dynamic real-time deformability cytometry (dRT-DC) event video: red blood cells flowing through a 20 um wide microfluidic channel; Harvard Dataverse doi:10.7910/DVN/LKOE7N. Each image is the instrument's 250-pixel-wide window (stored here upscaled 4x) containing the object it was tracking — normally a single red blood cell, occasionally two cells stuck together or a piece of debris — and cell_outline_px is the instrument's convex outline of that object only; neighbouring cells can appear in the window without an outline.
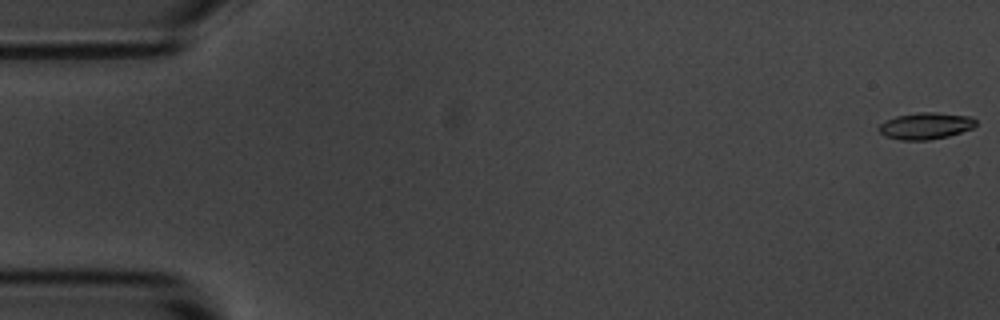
{"species": "common noctule bat (a hibernating species)", "species_latin": "Nyctalus noctula", "temperature_condition": "room temperature", "stored_images_in_passage": 13, "camera_frame_rate_fps": 3000, "um_per_image_px": 0.085, "animal": {"sex": "male", "body_mass_g": 20.1, "forearm_length_mm": 53.5}, "frame": {"image": 1, "passage_image": 1, "time_ms": 0.0, "image_size_px": [1000, 320], "cell_outline_px": [[976, 124], [972, 128], [948, 136], [928, 140], [900, 140], [884, 136], [880, 132], [880, 124], [896, 116], [920, 112], [936, 112], [972, 116], [976, 120]], "centroid_in_image_um": [78.7, 10.69], "position_along_channel_um": 6.3, "area_um2": 14.97}}
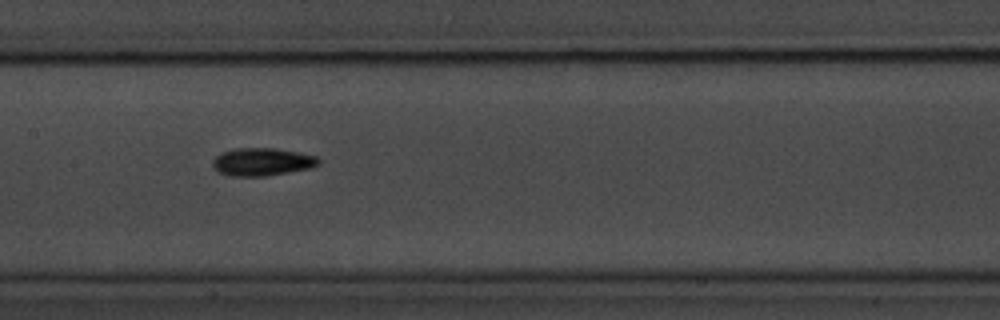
{"frame": {"image": 2, "passage_image": 8, "time_ms": 8.667, "image_size_px": [1000, 320], "cell_outline_px": [[320, 164], [312, 168], [264, 176], [228, 176], [220, 172], [212, 164], [212, 160], [220, 152], [232, 148], [276, 148], [300, 152], [316, 156], [320, 160]], "centroid_in_image_um": [22.29, 13.74], "position_along_channel_um": 185.1, "area_um2": 17.34}}
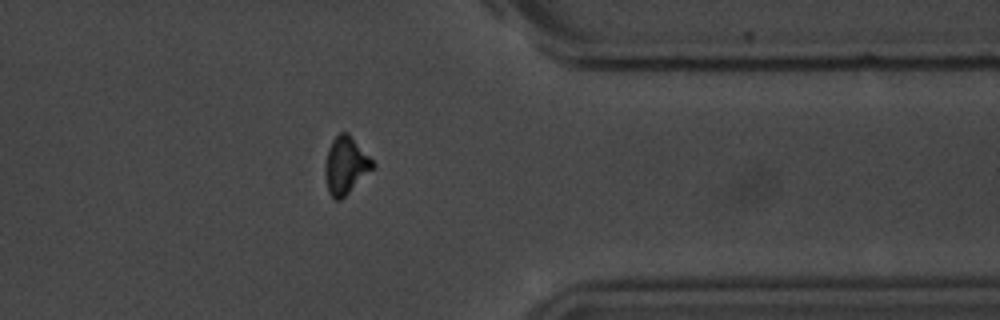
{"frame": {"image": 3, "passage_image": 13, "time_ms": 14.333, "image_size_px": [1000, 320], "cell_outline_px": [[376, 168], [340, 200], [336, 200], [328, 192], [324, 172], [324, 164], [328, 148], [332, 140], [340, 132], [348, 132], [376, 164]], "centroid_in_image_um": [29.39, 14.06], "position_along_channel_um": 382.0, "area_um2": 16.13}, "authors_computed_cell_mechanics": {"area_um2": 15.895, "velocity_mm_per_s": 3.6822, "shape_relaxation_time_tau1_ms": 3.0619, "shape_relaxation_time_tau2_ms": 8.6421, "deformation_change_tau1": 0.1018, "deformation_change_tau2": 0.1512}}